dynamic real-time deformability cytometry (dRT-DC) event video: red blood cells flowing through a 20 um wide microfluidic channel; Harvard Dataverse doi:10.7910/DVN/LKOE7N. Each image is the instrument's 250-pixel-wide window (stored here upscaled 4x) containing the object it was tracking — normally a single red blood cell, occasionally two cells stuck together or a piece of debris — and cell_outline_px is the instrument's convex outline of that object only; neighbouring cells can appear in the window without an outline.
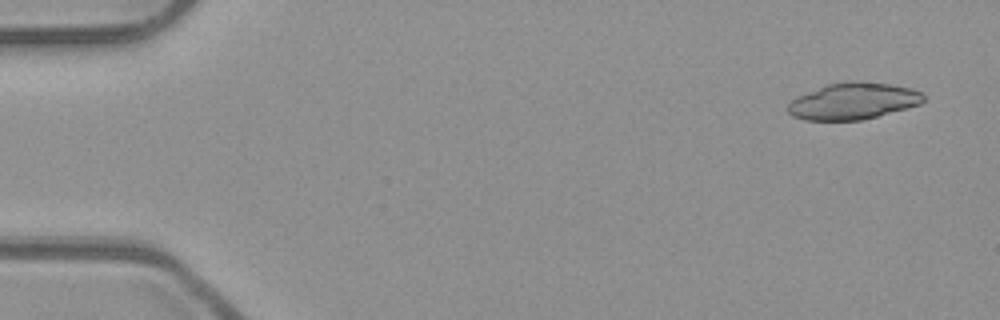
{"species": "common noctule bat (a hibernating species)", "species_latin": "Nyctalus noctula", "temperature_condition": "room temperature", "stored_images_in_passage": 14, "camera_frame_rate_fps": 3000, "um_per_image_px": 0.085, "animal": {"sex": "male", "body_mass_g": 23.1, "forearm_length_mm": 52.7}, "frame": {"image": 1, "passage_image": 1, "time_ms": 0.0, "image_size_px": [1000, 320], "cell_outline_px": [[924, 100], [920, 104], [908, 108], [860, 120], [804, 120], [792, 116], [788, 112], [788, 104], [792, 100], [800, 96], [828, 84], [888, 84], [908, 88], [920, 92], [924, 96]], "centroid_in_image_um": [72.51, 8.65], "position_along_channel_um": 12.5, "area_um2": 27.57}}